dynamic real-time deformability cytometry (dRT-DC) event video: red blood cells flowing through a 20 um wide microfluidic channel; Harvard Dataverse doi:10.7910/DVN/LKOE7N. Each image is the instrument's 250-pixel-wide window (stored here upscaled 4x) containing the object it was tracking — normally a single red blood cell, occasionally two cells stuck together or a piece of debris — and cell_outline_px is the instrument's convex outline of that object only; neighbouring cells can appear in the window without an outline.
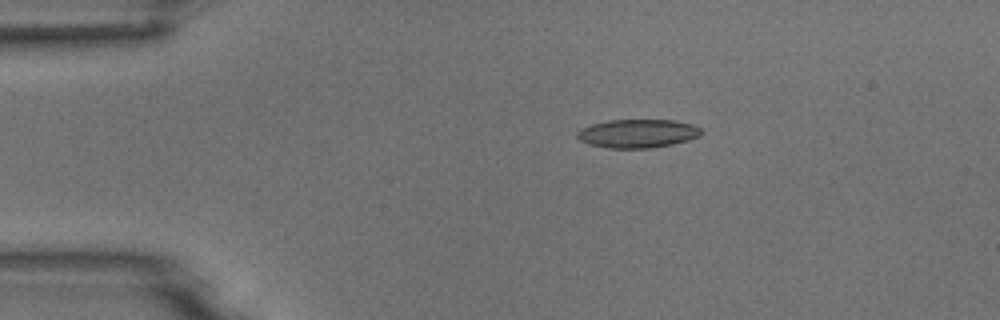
{"species": "common noctule bat (a hibernating species)", "species_latin": "Nyctalus noctula", "temperature_condition": "room temperature", "stored_images_in_passage": 8, "camera_frame_rate_fps": 3000, "um_per_image_px": 0.085, "animal": {"sex": "male", "body_mass_g": 18.8}, "frame": {"image": 1, "passage_image": 3, "time_ms": 0.667, "image_size_px": [1000, 320], "cell_outline_px": [[704, 132], [700, 136], [688, 140], [672, 144], [648, 148], [608, 148], [588, 144], [580, 140], [576, 136], [576, 132], [580, 128], [592, 124], [608, 120], [672, 120], [692, 124], [700, 128]], "centroid_in_image_um": [54.18, 11.34], "position_along_channel_um": 30.8, "area_um2": 20.69}}
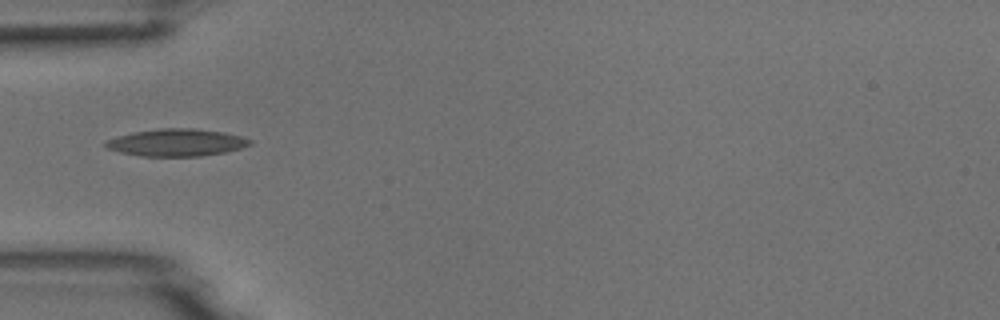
{"frame": {"image": 2, "passage_image": 5, "time_ms": 1.333, "image_size_px": [1000, 320], "cell_outline_px": [[252, 144], [240, 148], [224, 152], [200, 156], [140, 156], [120, 152], [108, 148], [104, 144], [108, 140], [120, 136], [136, 132], [160, 128], [192, 128], [224, 132], [240, 136], [252, 140]], "centroid_in_image_um": [15.04, 12.12], "position_along_channel_um": 70.0, "area_um2": 22.6}}
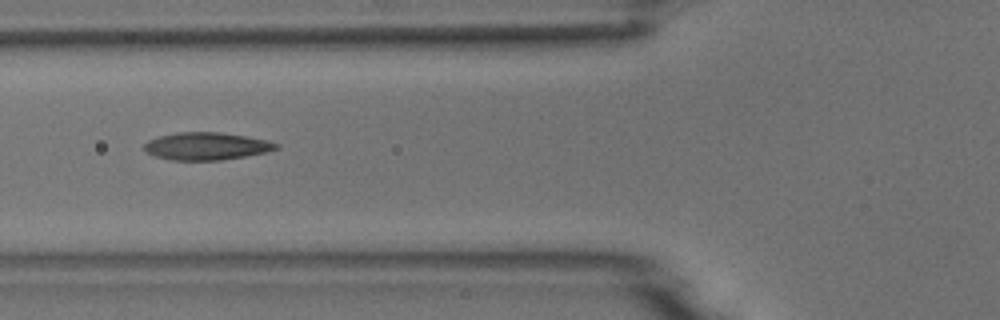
{"frame": {"image": 3, "passage_image": 6, "time_ms": 1.667, "image_size_px": [1000, 320], "cell_outline_px": [[280, 148], [264, 152], [244, 156], [220, 160], [172, 160], [156, 156], [144, 152], [144, 144], [148, 140], [160, 136], [176, 132], [220, 132], [244, 136], [264, 140], [280, 144]], "centroid_in_image_um": [17.51, 12.42], "position_along_channel_um": 108.3, "area_um2": 20.98}}